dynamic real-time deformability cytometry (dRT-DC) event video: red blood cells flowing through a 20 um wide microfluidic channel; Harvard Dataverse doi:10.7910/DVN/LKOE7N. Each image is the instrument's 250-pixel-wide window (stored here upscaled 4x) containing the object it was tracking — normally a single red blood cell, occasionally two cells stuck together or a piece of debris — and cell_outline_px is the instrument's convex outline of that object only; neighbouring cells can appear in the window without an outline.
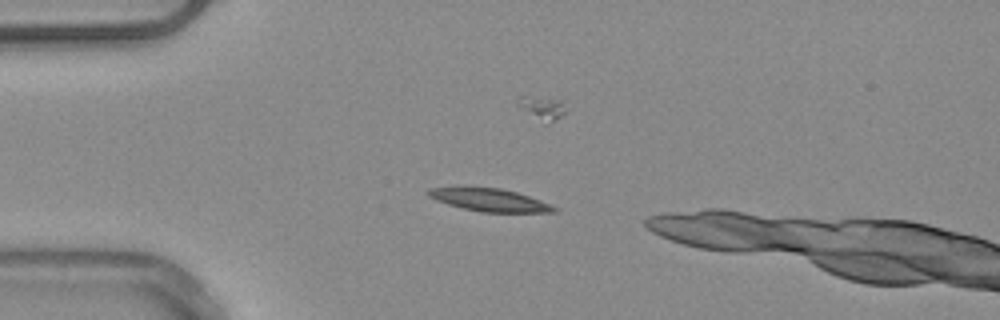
{"species": "common noctule bat (a hibernating species)", "species_latin": "Nyctalus noctula", "temperature_condition": "warm", "stored_images_in_passage": 36, "camera_frame_rate_fps": 3000, "um_per_image_px": 0.085, "animal": {"sex": "male", "body_mass_g": 20.4}, "frame": {"image": 1, "passage_image": 6, "time_ms": 1.667, "image_size_px": [1000, 320], "cell_outline_px": [[560, 208], [556, 212], [480, 212], [448, 204], [436, 200], [428, 196], [428, 188], [500, 188], [516, 192], [540, 200]], "centroid_in_image_um": [41.67, 17.01], "position_along_channel_um": 43.3, "area_um2": 16.3}}
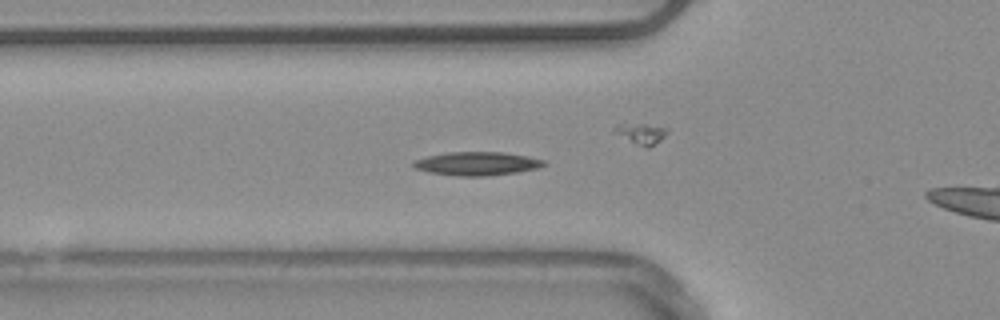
{"frame": {"image": 2, "passage_image": 11, "time_ms": 3.333, "image_size_px": [1000, 320], "cell_outline_px": [[548, 164], [540, 168], [516, 172], [488, 176], [460, 176], [428, 172], [416, 168], [412, 164], [412, 160], [428, 156], [448, 152], [504, 152], [528, 156], [544, 160]], "centroid_in_image_um": [40.57, 13.9], "position_along_channel_um": 85.2, "area_um2": 17.98}, "authors_computed_cell_mechanics": {"area_um2": 16.3863, "velocity_mm_per_s": 3.9043, "shape_relaxation_time_tau1_ms": null, "shape_relaxation_time_tau2_ms": 5.4176, "deformation_change_tau1": null, "deformation_change_tau2": 0.114}}